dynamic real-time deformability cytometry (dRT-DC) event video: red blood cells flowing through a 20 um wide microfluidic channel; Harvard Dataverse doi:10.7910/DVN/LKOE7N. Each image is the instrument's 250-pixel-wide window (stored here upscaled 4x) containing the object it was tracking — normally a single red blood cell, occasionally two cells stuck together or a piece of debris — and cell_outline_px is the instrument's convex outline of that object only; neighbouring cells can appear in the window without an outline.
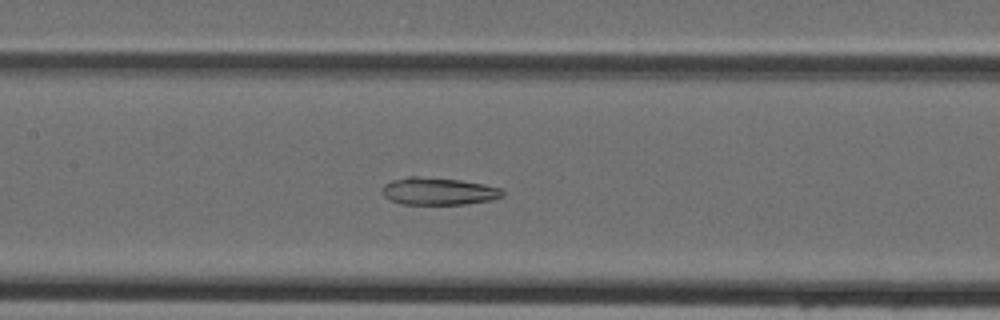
{"species": "Egyptian fruit bat (a non-hibernating species)", "species_latin": "Rousettus aegyptiacus", "temperature_condition": "cold", "stored_images_in_passage": 46, "camera_frame_rate_fps": 3000, "um_per_image_px": 0.085, "animal": {"sex": "female"}, "frame": {"image": 1, "passage_image": 21, "time_ms": 6.667, "image_size_px": [1000, 320], "cell_outline_px": [[504, 196], [492, 200], [464, 204], [400, 204], [384, 196], [380, 192], [380, 188], [384, 184], [392, 180], [408, 176], [416, 176], [460, 180], [484, 184], [500, 188], [504, 192]], "centroid_in_image_um": [37.24, 16.25], "position_along_channel_um": 170.2, "area_um2": 19.31}}
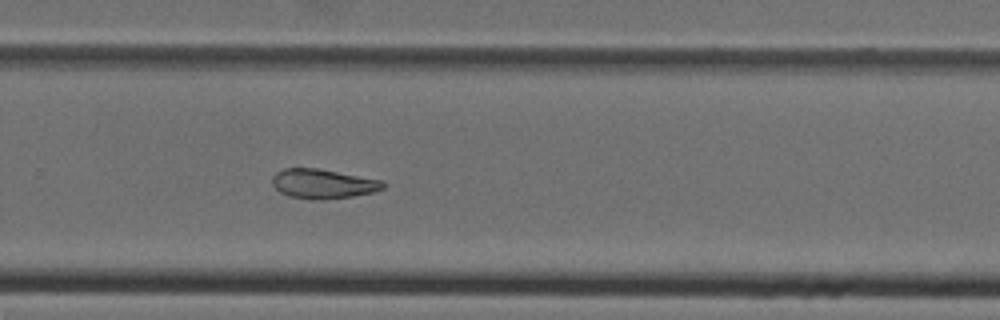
{"frame": {"image": 2, "passage_image": 30, "time_ms": 9.667, "image_size_px": [1000, 320], "cell_outline_px": [[384, 188], [376, 192], [352, 196], [324, 200], [312, 200], [288, 196], [280, 192], [272, 184], [272, 176], [276, 172], [284, 168], [316, 168], [384, 180]], "centroid_in_image_um": [27.46, 15.63], "position_along_channel_um": 302.3, "area_um2": 19.25}}
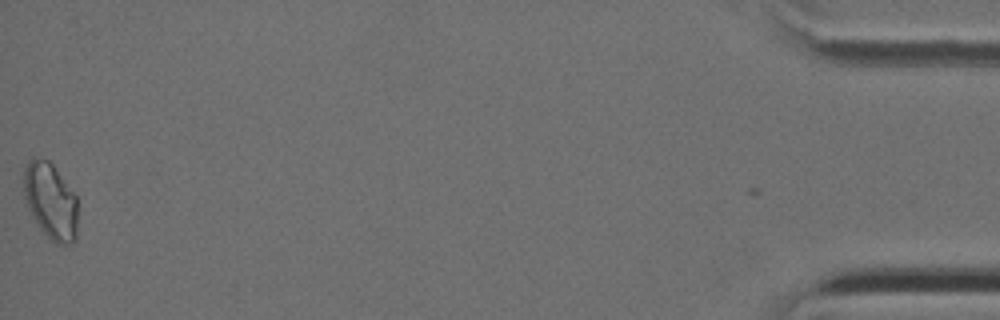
{"frame": {"image": 3, "passage_image": 45, "time_ms": 14.667, "image_size_px": [1000, 320], "cell_outline_px": [[76, 240], [72, 244], [56, 244], [40, 228], [28, 208], [24, 196], [24, 168], [28, 160], [32, 156], [48, 160], [52, 164], [76, 196]], "centroid_in_image_um": [4.28, 17.07], "position_along_channel_um": 430.9, "area_um2": 23.76}}